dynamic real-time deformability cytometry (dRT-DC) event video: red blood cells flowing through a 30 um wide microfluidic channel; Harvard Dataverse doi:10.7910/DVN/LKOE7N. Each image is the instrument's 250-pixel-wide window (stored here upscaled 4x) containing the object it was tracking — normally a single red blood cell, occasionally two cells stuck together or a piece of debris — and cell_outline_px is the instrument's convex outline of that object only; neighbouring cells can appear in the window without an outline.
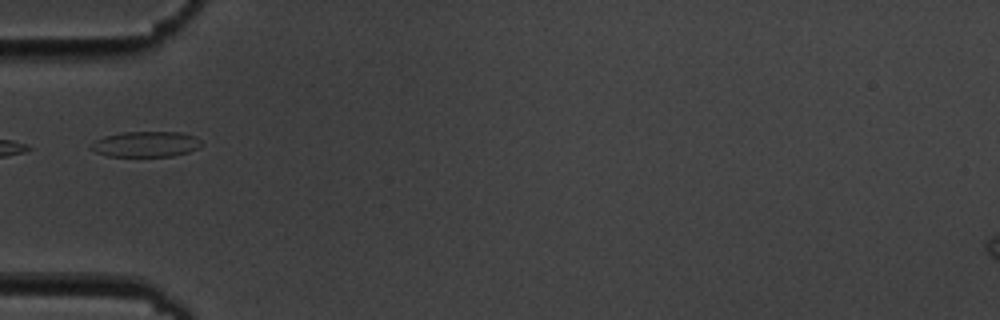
{"species": "common noctule bat (a hibernating species)", "species_latin": "Nyctalus noctula", "temperature_condition": "cold", "stored_images_in_passage": 11, "camera_frame_rate_fps": 3000, "um_per_image_px": 0.085, "animal": {"sex": "male", "body_mass_g": 19.5, "forearm_length_mm": 54.6}, "frame": {"image": 1, "passage_image": 6, "time_ms": 6.333, "image_size_px": [1000, 320], "cell_outline_px": [[204, 144], [188, 152], [172, 156], [108, 156], [96, 152], [92, 148], [92, 144], [96, 140], [104, 136], [120, 132], [180, 132], [196, 136]], "centroid_in_image_um": [12.43, 12.24], "position_along_channel_um": 72.6, "area_um2": 16.36}}
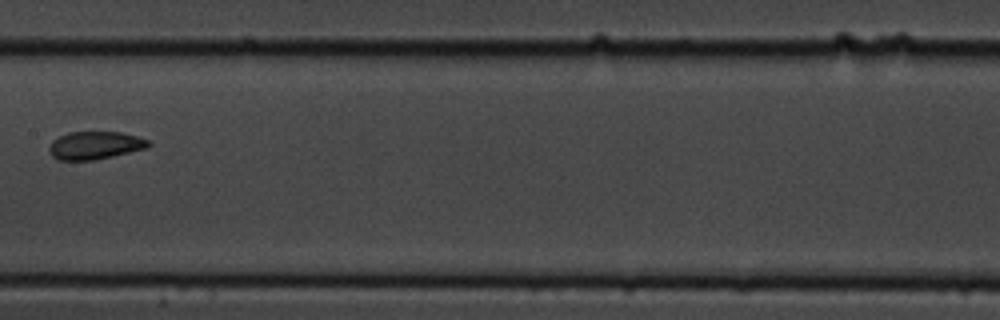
{"frame": {"image": 2, "passage_image": 9, "time_ms": 10.0, "image_size_px": [1000, 320], "cell_outline_px": [[152, 144], [148, 148], [112, 156], [92, 160], [56, 160], [52, 156], [48, 148], [52, 140], [68, 132], [120, 132], [136, 136], [148, 140]], "centroid_in_image_um": [8.06, 12.35], "position_along_channel_um": 199.3, "area_um2": 16.13}}
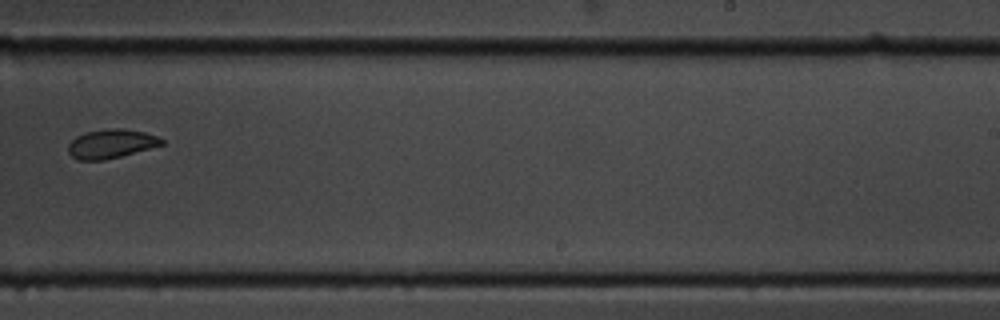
{"frame": {"image": 3, "passage_image": 11, "time_ms": 12.333, "image_size_px": [1000, 320], "cell_outline_px": [[164, 144], [120, 156], [104, 160], [80, 160], [72, 156], [68, 152], [68, 144], [76, 136], [84, 132], [108, 128], [124, 128], [144, 132], [156, 136], [164, 140]], "centroid_in_image_um": [9.42, 12.2], "position_along_channel_um": 279.6, "area_um2": 15.72}}